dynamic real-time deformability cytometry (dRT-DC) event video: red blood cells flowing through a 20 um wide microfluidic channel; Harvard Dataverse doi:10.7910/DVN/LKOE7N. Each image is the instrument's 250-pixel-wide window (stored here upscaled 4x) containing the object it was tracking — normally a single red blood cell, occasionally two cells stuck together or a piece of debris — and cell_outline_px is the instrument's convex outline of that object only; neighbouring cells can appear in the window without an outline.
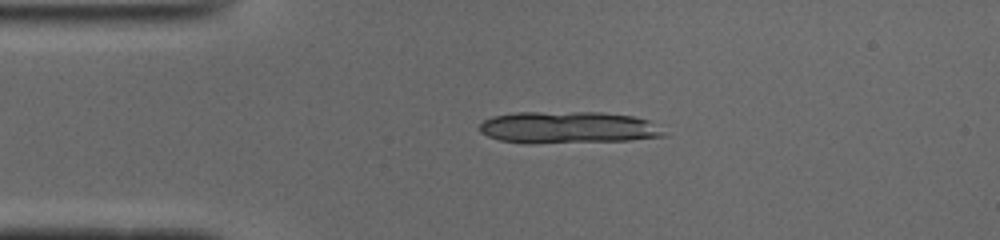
{"species": "common noctule bat (a hibernating species)", "species_latin": "Nyctalus noctula", "temperature_condition": "cold", "stored_images_in_passage": 41, "camera_frame_rate_fps": 3000, "um_per_image_px": 0.085, "animal": {"sex": "male", "body_mass_g": 19.0, "forearm_length_mm": 50.8}, "frame": {"image": 1, "passage_image": 2, "time_ms": 0.333, "image_size_px": [1000, 240], "cell_outline_px": [[668, 136], [628, 140], [500, 140], [488, 136], [480, 132], [480, 124], [484, 120], [492, 116], [516, 112], [600, 112], [632, 116], [648, 120], [664, 132]], "centroid_in_image_um": [48.32, 10.77], "position_along_channel_um": 36.7, "area_um2": 32.54}}
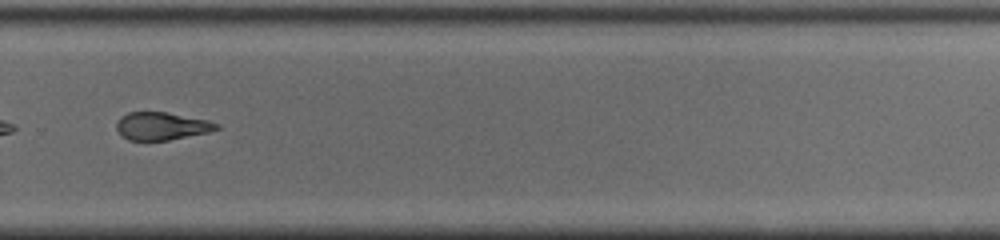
{"frame": {"image": 2, "passage_image": 26, "time_ms": 8.333, "image_size_px": [1000, 240], "cell_outline_px": [[220, 128], [208, 132], [168, 140], [128, 140], [120, 136], [116, 128], [116, 124], [120, 116], [128, 112], [168, 112], [208, 120], [220, 124]], "centroid_in_image_um": [13.71, 10.71], "position_along_channel_um": 316.1, "area_um2": 16.3}}
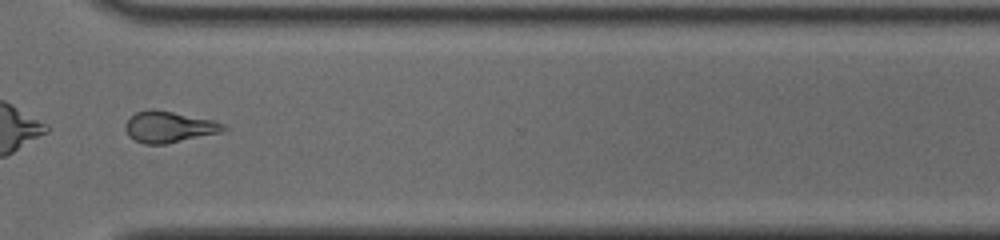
{"frame": {"image": 3, "passage_image": 29, "time_ms": 9.333, "image_size_px": [1000, 240], "cell_outline_px": [[228, 128], [220, 132], [164, 144], [144, 144], [128, 136], [124, 128], [124, 124], [136, 112], [152, 108], [212, 120], [224, 124]], "centroid_in_image_um": [14.31, 10.78], "position_along_channel_um": 356.3, "area_um2": 17.57}, "authors_computed_cell_mechanics": {"area_um2": 17.5712, "velocity_mm_per_s": 3.9475, "shape_relaxation_time_tau1_ms": 8.3958, "shape_relaxation_time_tau2_ms": 3.0678, "deformation_change_tau1": 0.2137, "deformation_change_tau2": 0.1142}}